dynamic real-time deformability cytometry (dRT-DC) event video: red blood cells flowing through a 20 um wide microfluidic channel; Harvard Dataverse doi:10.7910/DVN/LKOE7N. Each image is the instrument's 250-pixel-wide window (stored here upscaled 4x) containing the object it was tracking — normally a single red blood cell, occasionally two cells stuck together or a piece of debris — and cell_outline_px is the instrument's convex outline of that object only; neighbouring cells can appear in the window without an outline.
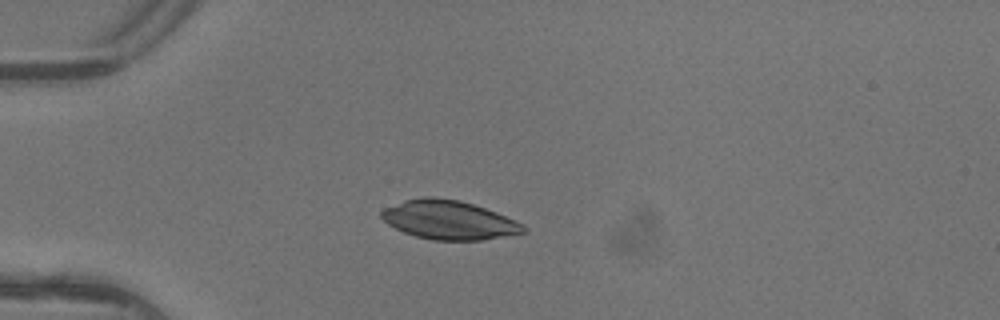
{"species": "common noctule bat (a hibernating species)", "species_latin": "Nyctalus noctula", "temperature_condition": "warm", "stored_images_in_passage": 3, "camera_frame_rate_fps": 3000, "um_per_image_px": 0.085, "animal": {"sex": "female"}, "frame": {"image": 1, "passage_image": 3, "time_ms": 0.667, "image_size_px": [1000, 320], "cell_outline_px": [[528, 232], [484, 240], [432, 240], [416, 236], [404, 232], [388, 224], [380, 216], [380, 212], [384, 208], [404, 200], [424, 196], [432, 196], [456, 200], [472, 204], [496, 212], [516, 220], [524, 224], [528, 228]], "centroid_in_image_um": [38.19, 18.7], "position_along_channel_um": 46.8, "area_um2": 32.25}}